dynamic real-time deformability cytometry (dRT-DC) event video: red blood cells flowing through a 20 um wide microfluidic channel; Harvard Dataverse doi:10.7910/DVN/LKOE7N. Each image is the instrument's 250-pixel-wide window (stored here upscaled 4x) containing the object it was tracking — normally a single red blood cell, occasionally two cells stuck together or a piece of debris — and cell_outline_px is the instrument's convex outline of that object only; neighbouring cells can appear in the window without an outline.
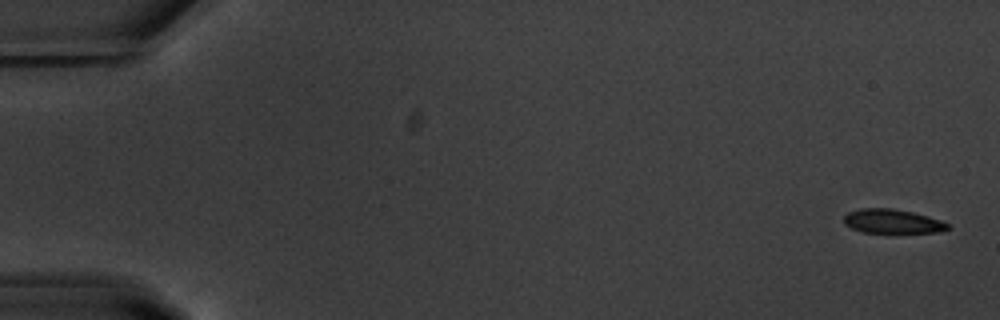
{"species": "common noctule bat (a hibernating species)", "species_latin": "Nyctalus noctula", "temperature_condition": "warm", "stored_images_in_passage": 54, "camera_frame_rate_fps": 3000, "um_per_image_px": 0.085, "animal": {"sex": "male", "body_mass_g": 20.1, "forearm_length_mm": 53.5}, "frame": {"image": 1, "passage_image": 1, "time_ms": 0.0, "image_size_px": [1000, 320], "cell_outline_px": [[952, 228], [940, 232], [864, 232], [852, 228], [844, 224], [844, 216], [848, 212], [860, 208], [892, 208], [912, 212], [928, 216], [940, 220], [948, 224]], "centroid_in_image_um": [75.86, 18.8], "position_along_channel_um": 9.1, "area_um2": 14.51}}
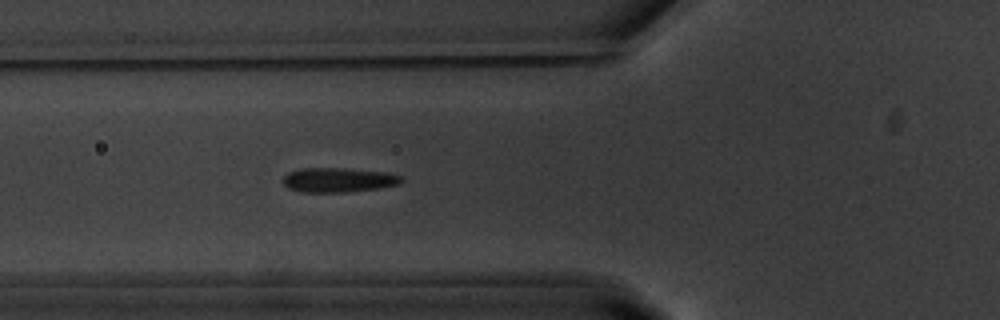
{"frame": {"image": 2, "passage_image": 20, "time_ms": 6.333, "image_size_px": [1000, 320], "cell_outline_px": [[404, 180], [400, 184], [380, 188], [348, 192], [300, 192], [288, 188], [284, 184], [284, 176], [288, 172], [300, 168], [344, 168], [388, 172], [400, 176]], "centroid_in_image_um": [28.78, 15.29], "position_along_channel_um": 97.0, "area_um2": 17.05}}
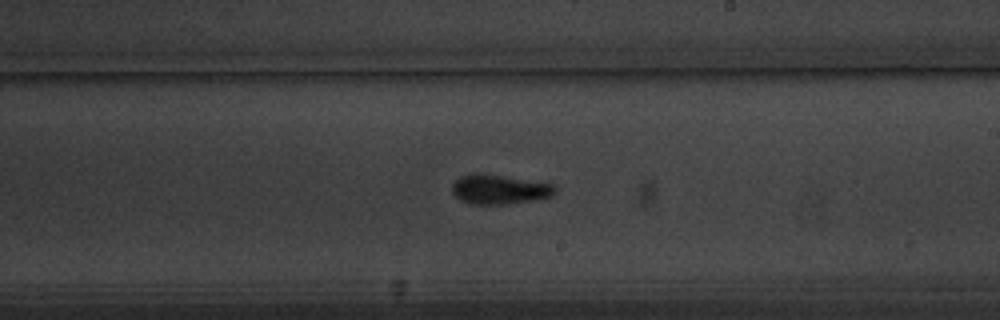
{"frame": {"image": 3, "passage_image": 32, "time_ms": 10.333, "image_size_px": [1000, 320], "cell_outline_px": [[556, 192], [552, 196], [536, 200], [504, 204], [472, 204], [460, 200], [452, 192], [452, 184], [460, 176], [472, 172], [480, 172], [556, 184]], "centroid_in_image_um": [42.45, 16.08], "position_along_channel_um": 246.5, "area_um2": 18.03}, "authors_computed_cell_mechanics": {"area_um2": 16.7042, "velocity_mm_per_s": 3.7236, "shape_relaxation_time_tau1_ms": 3.2499, "shape_relaxation_time_tau2_ms": null, "deformation_change_tau1": 0.1261, "deformation_change_tau2": null}}